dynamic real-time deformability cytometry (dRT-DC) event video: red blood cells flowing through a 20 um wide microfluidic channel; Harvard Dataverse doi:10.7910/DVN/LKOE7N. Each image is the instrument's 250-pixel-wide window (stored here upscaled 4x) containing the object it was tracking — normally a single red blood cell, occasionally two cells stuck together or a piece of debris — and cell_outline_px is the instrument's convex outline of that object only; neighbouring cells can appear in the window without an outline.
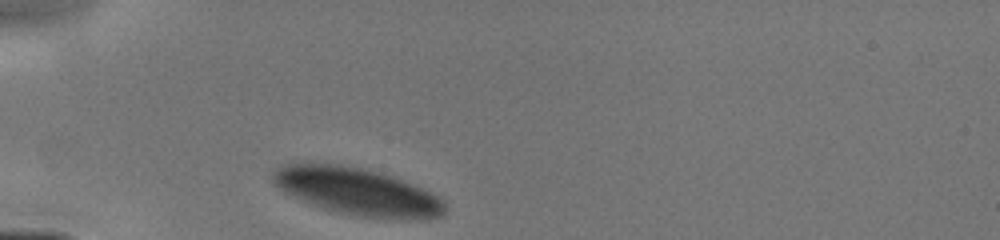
{"species": "human", "species_latin": "Homo sapiens", "temperature_condition": "cold", "stored_images_in_passage": 1, "camera_frame_rate_fps": 3000, "um_per_image_px": 0.085, "donor": {"sex": "male"}, "frame": {"image": 1, "passage_image": 1, "time_ms": 0.0, "image_size_px": [1000, 240], "cell_outline_px": [[448, 212], [444, 216], [424, 220], [388, 220], [352, 216], [336, 212], [312, 204], [292, 196], [284, 192], [272, 180], [272, 172], [288, 164], [336, 164], [360, 168], [376, 172], [400, 180], [420, 188], [444, 200], [448, 208]], "centroid_in_image_um": [30.46, 16.35], "position_along_channel_um": 54.5, "area_um2": 47.28}}